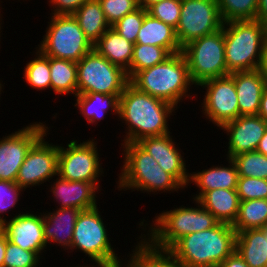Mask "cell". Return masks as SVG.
Segmentation results:
<instances>
[{
	"mask_svg": "<svg viewBox=\"0 0 267 267\" xmlns=\"http://www.w3.org/2000/svg\"><path fill=\"white\" fill-rule=\"evenodd\" d=\"M237 194L240 201L267 199V180L239 176Z\"/></svg>",
	"mask_w": 267,
	"mask_h": 267,
	"instance_id": "obj_40",
	"label": "cell"
},
{
	"mask_svg": "<svg viewBox=\"0 0 267 267\" xmlns=\"http://www.w3.org/2000/svg\"><path fill=\"white\" fill-rule=\"evenodd\" d=\"M107 23L112 26L126 14L139 8L138 0H98Z\"/></svg>",
	"mask_w": 267,
	"mask_h": 267,
	"instance_id": "obj_39",
	"label": "cell"
},
{
	"mask_svg": "<svg viewBox=\"0 0 267 267\" xmlns=\"http://www.w3.org/2000/svg\"><path fill=\"white\" fill-rule=\"evenodd\" d=\"M73 17L93 45L111 27L105 19L98 0H87L75 11Z\"/></svg>",
	"mask_w": 267,
	"mask_h": 267,
	"instance_id": "obj_28",
	"label": "cell"
},
{
	"mask_svg": "<svg viewBox=\"0 0 267 267\" xmlns=\"http://www.w3.org/2000/svg\"><path fill=\"white\" fill-rule=\"evenodd\" d=\"M137 143L157 161L165 172L171 174L184 189L189 186L190 174L186 168L185 158L181 155L180 149L177 148L178 146L170 136V133L162 136L145 137Z\"/></svg>",
	"mask_w": 267,
	"mask_h": 267,
	"instance_id": "obj_18",
	"label": "cell"
},
{
	"mask_svg": "<svg viewBox=\"0 0 267 267\" xmlns=\"http://www.w3.org/2000/svg\"><path fill=\"white\" fill-rule=\"evenodd\" d=\"M197 201L220 223L233 225L237 219L240 204L237 190L215 189L205 192Z\"/></svg>",
	"mask_w": 267,
	"mask_h": 267,
	"instance_id": "obj_25",
	"label": "cell"
},
{
	"mask_svg": "<svg viewBox=\"0 0 267 267\" xmlns=\"http://www.w3.org/2000/svg\"><path fill=\"white\" fill-rule=\"evenodd\" d=\"M146 10L152 17L176 29L180 20L181 0H163L154 3Z\"/></svg>",
	"mask_w": 267,
	"mask_h": 267,
	"instance_id": "obj_38",
	"label": "cell"
},
{
	"mask_svg": "<svg viewBox=\"0 0 267 267\" xmlns=\"http://www.w3.org/2000/svg\"><path fill=\"white\" fill-rule=\"evenodd\" d=\"M196 207L180 206L155 216L146 234H141L153 248L168 251L180 238L197 231L208 230L220 222L197 200ZM155 222V223H154ZM147 236V237H146Z\"/></svg>",
	"mask_w": 267,
	"mask_h": 267,
	"instance_id": "obj_4",
	"label": "cell"
},
{
	"mask_svg": "<svg viewBox=\"0 0 267 267\" xmlns=\"http://www.w3.org/2000/svg\"><path fill=\"white\" fill-rule=\"evenodd\" d=\"M98 207L83 210L75 223L71 250L85 253L96 267H105L121 261L108 237L106 225L98 211Z\"/></svg>",
	"mask_w": 267,
	"mask_h": 267,
	"instance_id": "obj_10",
	"label": "cell"
},
{
	"mask_svg": "<svg viewBox=\"0 0 267 267\" xmlns=\"http://www.w3.org/2000/svg\"><path fill=\"white\" fill-rule=\"evenodd\" d=\"M177 108L162 99L137 90L130 83L119 97V117L127 125L124 143L171 133L168 119ZM125 121V122H124Z\"/></svg>",
	"mask_w": 267,
	"mask_h": 267,
	"instance_id": "obj_1",
	"label": "cell"
},
{
	"mask_svg": "<svg viewBox=\"0 0 267 267\" xmlns=\"http://www.w3.org/2000/svg\"><path fill=\"white\" fill-rule=\"evenodd\" d=\"M135 44L161 46L171 55L182 52L175 28L152 17L147 10Z\"/></svg>",
	"mask_w": 267,
	"mask_h": 267,
	"instance_id": "obj_23",
	"label": "cell"
},
{
	"mask_svg": "<svg viewBox=\"0 0 267 267\" xmlns=\"http://www.w3.org/2000/svg\"><path fill=\"white\" fill-rule=\"evenodd\" d=\"M22 191L23 189L16 182L0 180V220H6V217H2L3 213L15 207Z\"/></svg>",
	"mask_w": 267,
	"mask_h": 267,
	"instance_id": "obj_41",
	"label": "cell"
},
{
	"mask_svg": "<svg viewBox=\"0 0 267 267\" xmlns=\"http://www.w3.org/2000/svg\"><path fill=\"white\" fill-rule=\"evenodd\" d=\"M76 103L80 114L85 117L89 124H96L104 119L108 110L113 114L119 115V97L120 95H105L102 93L77 94ZM98 106V107H97ZM95 107V108H94ZM98 120V122H97Z\"/></svg>",
	"mask_w": 267,
	"mask_h": 267,
	"instance_id": "obj_27",
	"label": "cell"
},
{
	"mask_svg": "<svg viewBox=\"0 0 267 267\" xmlns=\"http://www.w3.org/2000/svg\"><path fill=\"white\" fill-rule=\"evenodd\" d=\"M48 23L37 47L43 55L77 63L94 49L73 15H51Z\"/></svg>",
	"mask_w": 267,
	"mask_h": 267,
	"instance_id": "obj_7",
	"label": "cell"
},
{
	"mask_svg": "<svg viewBox=\"0 0 267 267\" xmlns=\"http://www.w3.org/2000/svg\"><path fill=\"white\" fill-rule=\"evenodd\" d=\"M160 1H163V0H138V4H139V7L147 9L149 6Z\"/></svg>",
	"mask_w": 267,
	"mask_h": 267,
	"instance_id": "obj_50",
	"label": "cell"
},
{
	"mask_svg": "<svg viewBox=\"0 0 267 267\" xmlns=\"http://www.w3.org/2000/svg\"><path fill=\"white\" fill-rule=\"evenodd\" d=\"M51 89L56 95H77L76 62L49 57Z\"/></svg>",
	"mask_w": 267,
	"mask_h": 267,
	"instance_id": "obj_29",
	"label": "cell"
},
{
	"mask_svg": "<svg viewBox=\"0 0 267 267\" xmlns=\"http://www.w3.org/2000/svg\"><path fill=\"white\" fill-rule=\"evenodd\" d=\"M2 86H4L1 82H0V94H1V91H3L2 90ZM1 96V95H0Z\"/></svg>",
	"mask_w": 267,
	"mask_h": 267,
	"instance_id": "obj_52",
	"label": "cell"
},
{
	"mask_svg": "<svg viewBox=\"0 0 267 267\" xmlns=\"http://www.w3.org/2000/svg\"><path fill=\"white\" fill-rule=\"evenodd\" d=\"M43 213V233L47 244L55 243L64 250H71L75 223L81 210L57 208Z\"/></svg>",
	"mask_w": 267,
	"mask_h": 267,
	"instance_id": "obj_20",
	"label": "cell"
},
{
	"mask_svg": "<svg viewBox=\"0 0 267 267\" xmlns=\"http://www.w3.org/2000/svg\"><path fill=\"white\" fill-rule=\"evenodd\" d=\"M48 129L43 123L34 122L0 139V180L16 182L29 150Z\"/></svg>",
	"mask_w": 267,
	"mask_h": 267,
	"instance_id": "obj_13",
	"label": "cell"
},
{
	"mask_svg": "<svg viewBox=\"0 0 267 267\" xmlns=\"http://www.w3.org/2000/svg\"><path fill=\"white\" fill-rule=\"evenodd\" d=\"M129 83L137 90L171 103L176 108L178 103L192 93L187 60L182 52L172 54L163 63L138 71ZM185 97V98H184Z\"/></svg>",
	"mask_w": 267,
	"mask_h": 267,
	"instance_id": "obj_3",
	"label": "cell"
},
{
	"mask_svg": "<svg viewBox=\"0 0 267 267\" xmlns=\"http://www.w3.org/2000/svg\"><path fill=\"white\" fill-rule=\"evenodd\" d=\"M256 20L260 21L267 31V0H258V11Z\"/></svg>",
	"mask_w": 267,
	"mask_h": 267,
	"instance_id": "obj_44",
	"label": "cell"
},
{
	"mask_svg": "<svg viewBox=\"0 0 267 267\" xmlns=\"http://www.w3.org/2000/svg\"><path fill=\"white\" fill-rule=\"evenodd\" d=\"M171 54L161 46L134 44L130 79L138 72L163 63Z\"/></svg>",
	"mask_w": 267,
	"mask_h": 267,
	"instance_id": "obj_32",
	"label": "cell"
},
{
	"mask_svg": "<svg viewBox=\"0 0 267 267\" xmlns=\"http://www.w3.org/2000/svg\"><path fill=\"white\" fill-rule=\"evenodd\" d=\"M221 129L229 140L227 158L232 159L235 155L257 150L267 122L259 115H242L225 123Z\"/></svg>",
	"mask_w": 267,
	"mask_h": 267,
	"instance_id": "obj_16",
	"label": "cell"
},
{
	"mask_svg": "<svg viewBox=\"0 0 267 267\" xmlns=\"http://www.w3.org/2000/svg\"><path fill=\"white\" fill-rule=\"evenodd\" d=\"M228 167L213 166L201 172L190 173L189 183H194L199 188V193L195 194L194 200H198L205 192L215 189L237 190L238 169L235 162L226 158Z\"/></svg>",
	"mask_w": 267,
	"mask_h": 267,
	"instance_id": "obj_22",
	"label": "cell"
},
{
	"mask_svg": "<svg viewBox=\"0 0 267 267\" xmlns=\"http://www.w3.org/2000/svg\"><path fill=\"white\" fill-rule=\"evenodd\" d=\"M51 184L54 199L59 208H75L81 211L97 207L96 193L99 189L89 182L69 181L58 176Z\"/></svg>",
	"mask_w": 267,
	"mask_h": 267,
	"instance_id": "obj_19",
	"label": "cell"
},
{
	"mask_svg": "<svg viewBox=\"0 0 267 267\" xmlns=\"http://www.w3.org/2000/svg\"><path fill=\"white\" fill-rule=\"evenodd\" d=\"M123 261H118V262H115V263H111L110 265L108 266H105V267H122L124 264L126 267H137L130 259L127 260V262H125L124 264H122ZM127 263V264H126ZM123 266V267H125Z\"/></svg>",
	"mask_w": 267,
	"mask_h": 267,
	"instance_id": "obj_49",
	"label": "cell"
},
{
	"mask_svg": "<svg viewBox=\"0 0 267 267\" xmlns=\"http://www.w3.org/2000/svg\"><path fill=\"white\" fill-rule=\"evenodd\" d=\"M258 115L267 122V87L264 89Z\"/></svg>",
	"mask_w": 267,
	"mask_h": 267,
	"instance_id": "obj_46",
	"label": "cell"
},
{
	"mask_svg": "<svg viewBox=\"0 0 267 267\" xmlns=\"http://www.w3.org/2000/svg\"><path fill=\"white\" fill-rule=\"evenodd\" d=\"M141 239V240H140ZM133 253L130 254V260L137 267H186L183 266L169 251H163L153 248L142 236Z\"/></svg>",
	"mask_w": 267,
	"mask_h": 267,
	"instance_id": "obj_30",
	"label": "cell"
},
{
	"mask_svg": "<svg viewBox=\"0 0 267 267\" xmlns=\"http://www.w3.org/2000/svg\"><path fill=\"white\" fill-rule=\"evenodd\" d=\"M94 49L112 64L123 68L130 80V63L134 50L133 43L127 41L110 27L94 44Z\"/></svg>",
	"mask_w": 267,
	"mask_h": 267,
	"instance_id": "obj_24",
	"label": "cell"
},
{
	"mask_svg": "<svg viewBox=\"0 0 267 267\" xmlns=\"http://www.w3.org/2000/svg\"><path fill=\"white\" fill-rule=\"evenodd\" d=\"M87 0H49L51 15H73Z\"/></svg>",
	"mask_w": 267,
	"mask_h": 267,
	"instance_id": "obj_42",
	"label": "cell"
},
{
	"mask_svg": "<svg viewBox=\"0 0 267 267\" xmlns=\"http://www.w3.org/2000/svg\"><path fill=\"white\" fill-rule=\"evenodd\" d=\"M4 234V221L0 220V237Z\"/></svg>",
	"mask_w": 267,
	"mask_h": 267,
	"instance_id": "obj_51",
	"label": "cell"
},
{
	"mask_svg": "<svg viewBox=\"0 0 267 267\" xmlns=\"http://www.w3.org/2000/svg\"><path fill=\"white\" fill-rule=\"evenodd\" d=\"M5 250H6V235L3 234L0 237V267H3V261L5 257Z\"/></svg>",
	"mask_w": 267,
	"mask_h": 267,
	"instance_id": "obj_48",
	"label": "cell"
},
{
	"mask_svg": "<svg viewBox=\"0 0 267 267\" xmlns=\"http://www.w3.org/2000/svg\"><path fill=\"white\" fill-rule=\"evenodd\" d=\"M224 29L193 40L182 48L191 81L198 86L203 82L229 75L225 59Z\"/></svg>",
	"mask_w": 267,
	"mask_h": 267,
	"instance_id": "obj_8",
	"label": "cell"
},
{
	"mask_svg": "<svg viewBox=\"0 0 267 267\" xmlns=\"http://www.w3.org/2000/svg\"><path fill=\"white\" fill-rule=\"evenodd\" d=\"M223 22L256 20L258 0H216Z\"/></svg>",
	"mask_w": 267,
	"mask_h": 267,
	"instance_id": "obj_34",
	"label": "cell"
},
{
	"mask_svg": "<svg viewBox=\"0 0 267 267\" xmlns=\"http://www.w3.org/2000/svg\"><path fill=\"white\" fill-rule=\"evenodd\" d=\"M249 267H267V237L263 228L236 234V249Z\"/></svg>",
	"mask_w": 267,
	"mask_h": 267,
	"instance_id": "obj_26",
	"label": "cell"
},
{
	"mask_svg": "<svg viewBox=\"0 0 267 267\" xmlns=\"http://www.w3.org/2000/svg\"><path fill=\"white\" fill-rule=\"evenodd\" d=\"M36 56L24 68V79L31 88L38 90L51 89L49 57L43 55L38 49Z\"/></svg>",
	"mask_w": 267,
	"mask_h": 267,
	"instance_id": "obj_33",
	"label": "cell"
},
{
	"mask_svg": "<svg viewBox=\"0 0 267 267\" xmlns=\"http://www.w3.org/2000/svg\"><path fill=\"white\" fill-rule=\"evenodd\" d=\"M237 92L239 116L258 115L261 97L267 87L259 69L231 73Z\"/></svg>",
	"mask_w": 267,
	"mask_h": 267,
	"instance_id": "obj_21",
	"label": "cell"
},
{
	"mask_svg": "<svg viewBox=\"0 0 267 267\" xmlns=\"http://www.w3.org/2000/svg\"><path fill=\"white\" fill-rule=\"evenodd\" d=\"M256 151L267 156V129L263 137L260 139V142H259V145Z\"/></svg>",
	"mask_w": 267,
	"mask_h": 267,
	"instance_id": "obj_47",
	"label": "cell"
},
{
	"mask_svg": "<svg viewBox=\"0 0 267 267\" xmlns=\"http://www.w3.org/2000/svg\"><path fill=\"white\" fill-rule=\"evenodd\" d=\"M96 144L93 138H89L80 144L73 139L67 148L59 145L57 176L69 181L93 183L100 189L99 177L104 171Z\"/></svg>",
	"mask_w": 267,
	"mask_h": 267,
	"instance_id": "obj_11",
	"label": "cell"
},
{
	"mask_svg": "<svg viewBox=\"0 0 267 267\" xmlns=\"http://www.w3.org/2000/svg\"><path fill=\"white\" fill-rule=\"evenodd\" d=\"M199 86L207 91L202 100L203 115L214 126L221 128L239 117L237 92L231 74L207 80Z\"/></svg>",
	"mask_w": 267,
	"mask_h": 267,
	"instance_id": "obj_14",
	"label": "cell"
},
{
	"mask_svg": "<svg viewBox=\"0 0 267 267\" xmlns=\"http://www.w3.org/2000/svg\"><path fill=\"white\" fill-rule=\"evenodd\" d=\"M263 229L265 230L266 237H267V226H265Z\"/></svg>",
	"mask_w": 267,
	"mask_h": 267,
	"instance_id": "obj_53",
	"label": "cell"
},
{
	"mask_svg": "<svg viewBox=\"0 0 267 267\" xmlns=\"http://www.w3.org/2000/svg\"><path fill=\"white\" fill-rule=\"evenodd\" d=\"M43 135L29 150L16 178V183L24 189L36 187L57 176L59 145L48 143Z\"/></svg>",
	"mask_w": 267,
	"mask_h": 267,
	"instance_id": "obj_15",
	"label": "cell"
},
{
	"mask_svg": "<svg viewBox=\"0 0 267 267\" xmlns=\"http://www.w3.org/2000/svg\"><path fill=\"white\" fill-rule=\"evenodd\" d=\"M218 267H249L240 254L235 250Z\"/></svg>",
	"mask_w": 267,
	"mask_h": 267,
	"instance_id": "obj_43",
	"label": "cell"
},
{
	"mask_svg": "<svg viewBox=\"0 0 267 267\" xmlns=\"http://www.w3.org/2000/svg\"><path fill=\"white\" fill-rule=\"evenodd\" d=\"M227 71H253L260 68L265 26L258 20L223 23Z\"/></svg>",
	"mask_w": 267,
	"mask_h": 267,
	"instance_id": "obj_6",
	"label": "cell"
},
{
	"mask_svg": "<svg viewBox=\"0 0 267 267\" xmlns=\"http://www.w3.org/2000/svg\"><path fill=\"white\" fill-rule=\"evenodd\" d=\"M41 257L34 251H27L10 242L6 237L3 267H38Z\"/></svg>",
	"mask_w": 267,
	"mask_h": 267,
	"instance_id": "obj_36",
	"label": "cell"
},
{
	"mask_svg": "<svg viewBox=\"0 0 267 267\" xmlns=\"http://www.w3.org/2000/svg\"><path fill=\"white\" fill-rule=\"evenodd\" d=\"M259 70L261 71L262 77L264 78L267 86V35L263 43L262 60Z\"/></svg>",
	"mask_w": 267,
	"mask_h": 267,
	"instance_id": "obj_45",
	"label": "cell"
},
{
	"mask_svg": "<svg viewBox=\"0 0 267 267\" xmlns=\"http://www.w3.org/2000/svg\"><path fill=\"white\" fill-rule=\"evenodd\" d=\"M70 267H72V266H70ZM76 267H78V266H76ZM79 267H88V264H87V266H83V265L81 266V265H80ZM91 267H94V266L91 265Z\"/></svg>",
	"mask_w": 267,
	"mask_h": 267,
	"instance_id": "obj_54",
	"label": "cell"
},
{
	"mask_svg": "<svg viewBox=\"0 0 267 267\" xmlns=\"http://www.w3.org/2000/svg\"><path fill=\"white\" fill-rule=\"evenodd\" d=\"M21 213L4 221V234L13 244L43 257L41 253L47 247L43 233V213Z\"/></svg>",
	"mask_w": 267,
	"mask_h": 267,
	"instance_id": "obj_17",
	"label": "cell"
},
{
	"mask_svg": "<svg viewBox=\"0 0 267 267\" xmlns=\"http://www.w3.org/2000/svg\"><path fill=\"white\" fill-rule=\"evenodd\" d=\"M216 0H181L180 20L176 31L180 47L223 27Z\"/></svg>",
	"mask_w": 267,
	"mask_h": 267,
	"instance_id": "obj_12",
	"label": "cell"
},
{
	"mask_svg": "<svg viewBox=\"0 0 267 267\" xmlns=\"http://www.w3.org/2000/svg\"><path fill=\"white\" fill-rule=\"evenodd\" d=\"M124 161L118 178V190L153 192L179 191L184 187L138 143H121Z\"/></svg>",
	"mask_w": 267,
	"mask_h": 267,
	"instance_id": "obj_5",
	"label": "cell"
},
{
	"mask_svg": "<svg viewBox=\"0 0 267 267\" xmlns=\"http://www.w3.org/2000/svg\"><path fill=\"white\" fill-rule=\"evenodd\" d=\"M232 160L238 169V176L267 180V156L257 151L235 155Z\"/></svg>",
	"mask_w": 267,
	"mask_h": 267,
	"instance_id": "obj_35",
	"label": "cell"
},
{
	"mask_svg": "<svg viewBox=\"0 0 267 267\" xmlns=\"http://www.w3.org/2000/svg\"><path fill=\"white\" fill-rule=\"evenodd\" d=\"M146 16V9L139 7L111 26L118 34L127 41L135 44L138 32Z\"/></svg>",
	"mask_w": 267,
	"mask_h": 267,
	"instance_id": "obj_37",
	"label": "cell"
},
{
	"mask_svg": "<svg viewBox=\"0 0 267 267\" xmlns=\"http://www.w3.org/2000/svg\"><path fill=\"white\" fill-rule=\"evenodd\" d=\"M1 14V13H0ZM0 16H2V15H0ZM0 18H2V17H0ZM2 21V19H0V30H1V22ZM1 33V32H0ZM1 36V35H0Z\"/></svg>",
	"mask_w": 267,
	"mask_h": 267,
	"instance_id": "obj_55",
	"label": "cell"
},
{
	"mask_svg": "<svg viewBox=\"0 0 267 267\" xmlns=\"http://www.w3.org/2000/svg\"><path fill=\"white\" fill-rule=\"evenodd\" d=\"M76 66L77 94L121 95L129 84L127 72L95 49L82 57Z\"/></svg>",
	"mask_w": 267,
	"mask_h": 267,
	"instance_id": "obj_9",
	"label": "cell"
},
{
	"mask_svg": "<svg viewBox=\"0 0 267 267\" xmlns=\"http://www.w3.org/2000/svg\"><path fill=\"white\" fill-rule=\"evenodd\" d=\"M236 231L219 223L180 238L168 251L186 267H218L236 249Z\"/></svg>",
	"mask_w": 267,
	"mask_h": 267,
	"instance_id": "obj_2",
	"label": "cell"
},
{
	"mask_svg": "<svg viewBox=\"0 0 267 267\" xmlns=\"http://www.w3.org/2000/svg\"><path fill=\"white\" fill-rule=\"evenodd\" d=\"M267 226V199L240 201L237 219L232 227L236 233Z\"/></svg>",
	"mask_w": 267,
	"mask_h": 267,
	"instance_id": "obj_31",
	"label": "cell"
}]
</instances>
